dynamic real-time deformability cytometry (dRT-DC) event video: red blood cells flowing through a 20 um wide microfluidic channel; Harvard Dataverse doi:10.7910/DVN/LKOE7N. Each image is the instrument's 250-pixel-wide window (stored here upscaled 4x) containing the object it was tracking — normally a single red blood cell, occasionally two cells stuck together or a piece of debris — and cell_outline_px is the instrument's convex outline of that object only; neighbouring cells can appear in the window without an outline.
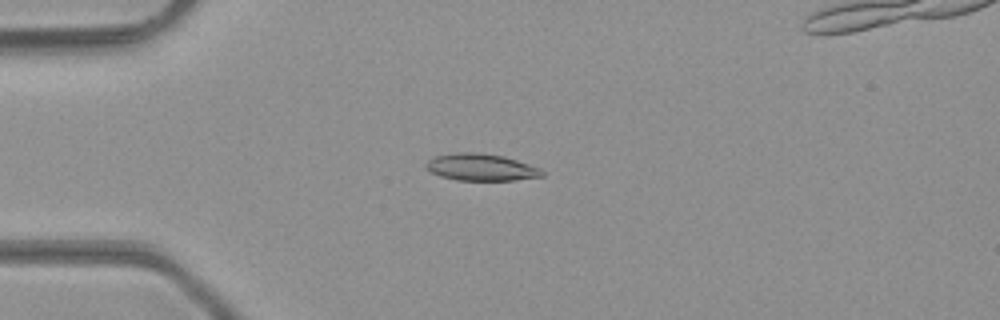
{"species": "common noctule bat (a hibernating species)", "species_latin": "Nyctalus noctula", "temperature_condition": "room temperature", "stored_images_in_passage": 44, "camera_frame_rate_fps": 3000, "um_per_image_px": 0.085, "animal": {"sex": "male", "body_mass_g": 23.1, "forearm_length_mm": 52.7}, "frame": {"image": 1, "passage_image": 8, "time_ms": 2.333, "image_size_px": [1000, 320], "cell_outline_px": [[544, 176], [516, 180], [456, 180], [440, 176], [432, 172], [424, 164], [428, 160], [436, 156], [456, 152], [476, 152], [504, 156], [540, 168], [544, 172]], "centroid_in_image_um": [40.9, 14.21], "position_along_channel_um": 44.1, "area_um2": 18.15}}
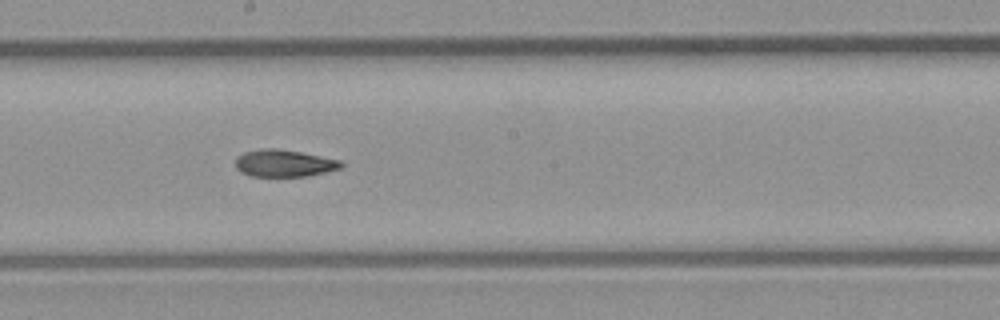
{"frame": {"image": 2, "passage_image": 22, "time_ms": 7.0, "image_size_px": [1000, 320], "cell_outline_px": [[344, 164], [340, 168], [308, 176], [252, 176], [240, 172], [236, 168], [236, 156], [244, 152], [260, 148], [276, 148], [300, 152], [340, 160]], "centroid_in_image_um": [24.11, 13.87], "position_along_channel_um": 224.1, "area_um2": 16.65}}
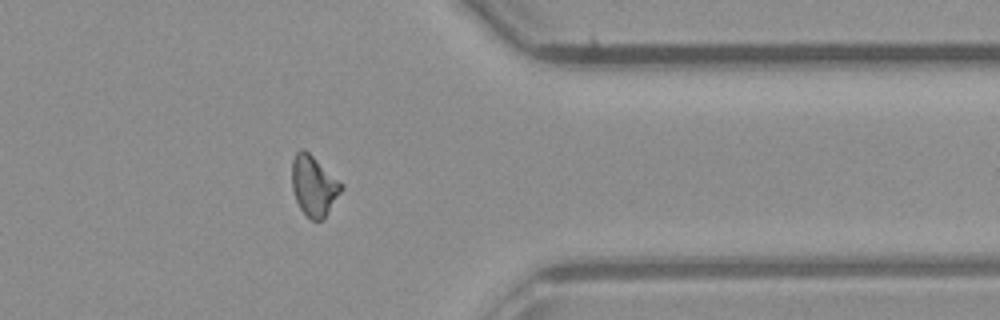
{"frame": {"image": 3, "passage_image": 34, "time_ms": 11.0, "image_size_px": [1000, 320], "cell_outline_px": [[344, 188], [324, 220], [312, 220], [300, 208], [296, 200], [292, 188], [292, 160], [296, 152], [308, 152], [344, 184]], "centroid_in_image_um": [26.71, 15.83], "position_along_channel_um": 384.7, "area_um2": 17.22}, "authors_computed_cell_mechanics": {"area_um2": 17.2533, "velocity_mm_per_s": 4.3307, "shape_relaxation_time_tau1_ms": 7.4744, "shape_relaxation_time_tau2_ms": 4.8574, "deformation_change_tau1": 0.2021, "deformation_change_tau2": 0.115}}